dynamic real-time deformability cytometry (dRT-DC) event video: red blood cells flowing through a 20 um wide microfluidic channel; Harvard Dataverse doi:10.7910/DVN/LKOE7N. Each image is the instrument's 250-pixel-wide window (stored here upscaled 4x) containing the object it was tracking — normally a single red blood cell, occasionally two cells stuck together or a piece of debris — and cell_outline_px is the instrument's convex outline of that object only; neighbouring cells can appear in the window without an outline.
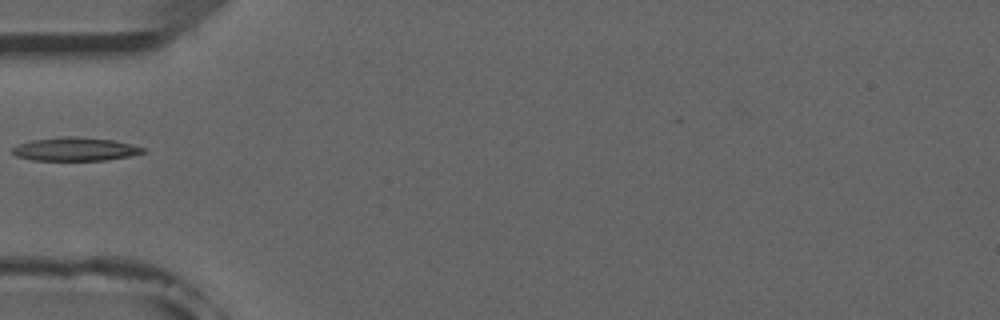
{"species": "common noctule bat (a hibernating species)", "species_latin": "Nyctalus noctula", "temperature_condition": "room temperature", "stored_images_in_passage": 5, "camera_frame_rate_fps": 3000, "um_per_image_px": 0.085, "animal": {"sex": "male", "forearm_length_mm": 52.5}, "frame": {"image": 1, "passage_image": 5, "time_ms": 5.667, "image_size_px": [1000, 320], "cell_outline_px": [[148, 152], [132, 156], [108, 160], [32, 160], [16, 156], [12, 152], [12, 148], [20, 144], [32, 140], [68, 136], [76, 136], [112, 140], [132, 144], [144, 148]], "centroid_in_image_um": [6.45, 12.68], "position_along_channel_um": 78.5, "area_um2": 17.86}}